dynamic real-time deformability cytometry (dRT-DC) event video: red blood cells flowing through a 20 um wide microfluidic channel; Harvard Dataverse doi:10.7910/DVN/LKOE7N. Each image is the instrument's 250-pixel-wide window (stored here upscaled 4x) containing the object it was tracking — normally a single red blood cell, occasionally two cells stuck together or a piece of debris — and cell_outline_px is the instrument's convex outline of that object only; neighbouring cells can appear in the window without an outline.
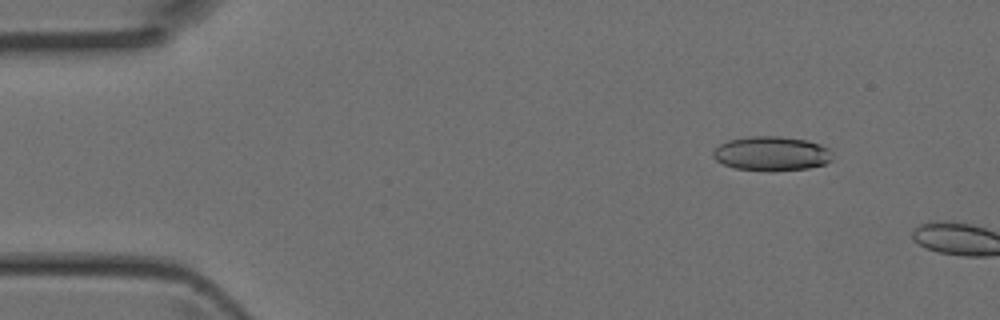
{"species": "Egyptian fruit bat (a non-hibernating species)", "species_latin": "Rousettus aegyptiacus", "temperature_condition": "room temperature", "stored_images_in_passage": 3, "camera_frame_rate_fps": 3000, "um_per_image_px": 0.085, "animal": {"sex": "female"}, "frame": {"image": 1, "passage_image": 2, "time_ms": 0.333, "image_size_px": [1000, 320], "cell_outline_px": [[832, 160], [824, 164], [808, 168], [768, 172], [736, 168], [724, 164], [716, 160], [712, 156], [712, 152], [720, 144], [728, 140], [752, 136], [780, 136], [808, 140], [820, 144], [828, 148], [832, 156]], "centroid_in_image_um": [65.58, 13.06], "position_along_channel_um": 19.4, "area_um2": 24.04}}